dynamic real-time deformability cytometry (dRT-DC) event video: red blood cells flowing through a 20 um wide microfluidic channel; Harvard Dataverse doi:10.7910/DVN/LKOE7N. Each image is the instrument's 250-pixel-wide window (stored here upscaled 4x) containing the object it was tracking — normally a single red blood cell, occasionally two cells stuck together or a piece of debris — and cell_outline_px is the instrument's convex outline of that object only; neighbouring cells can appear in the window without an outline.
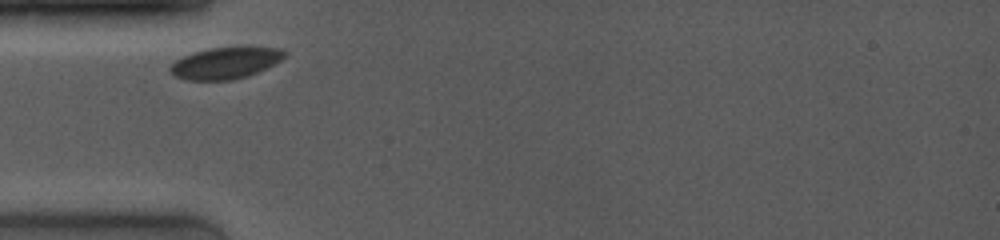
{"species": "common noctule bat (a hibernating species)", "species_latin": "Nyctalus noctula", "temperature_condition": "room temperature", "stored_images_in_passage": 30, "camera_frame_rate_fps": 4000, "um_per_image_px": 0.085, "animal": {"sex": "female", "body_mass_g": 19.0, "forearm_length_mm": 53.3}, "frame": {"image": 1, "passage_image": 1, "time_ms": 0.0, "image_size_px": [1000, 240], "cell_outline_px": [[288, 52], [280, 60], [248, 76], [232, 80], [188, 80], [176, 76], [168, 72], [168, 68], [176, 60], [192, 52], [208, 48], [244, 44], [248, 44], [284, 48]], "centroid_in_image_um": [19.21, 5.29], "position_along_channel_um": 65.8, "area_um2": 21.85}}
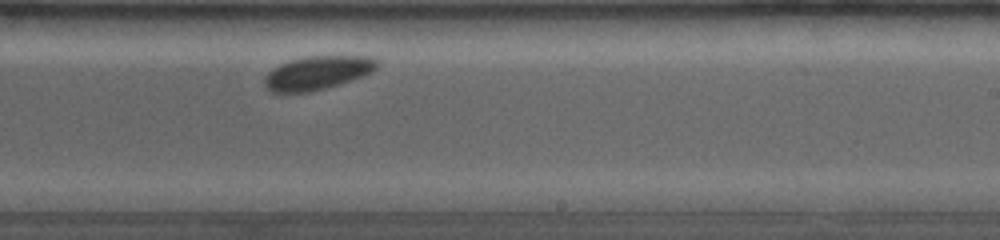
{"frame": {"image": 2, "passage_image": 18, "time_ms": 5.25, "image_size_px": [1000, 240], "cell_outline_px": [[380, 64], [372, 72], [352, 80], [324, 88], [308, 92], [272, 92], [264, 84], [264, 80], [268, 72], [272, 68], [280, 64], [292, 60], [308, 56], [368, 56], [376, 60]], "centroid_in_image_um": [26.99, 6.18], "position_along_channel_um": 262.0, "area_um2": 21.79}}
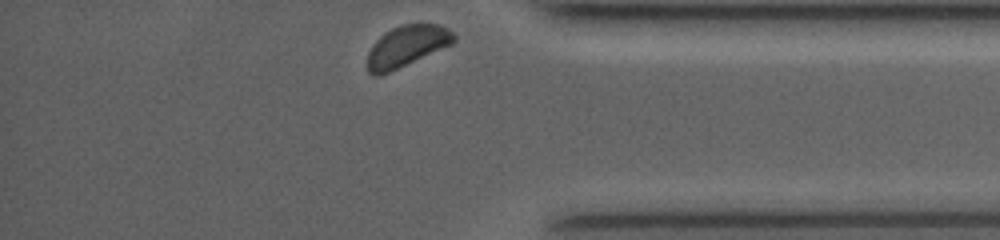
{"frame": {"image": 3, "passage_image": 30, "time_ms": 9.0, "image_size_px": [1000, 240], "cell_outline_px": [[456, 40], [452, 44], [388, 72], [376, 76], [372, 76], [368, 72], [368, 52], [372, 44], [380, 36], [392, 28], [400, 24], [440, 24], [448, 28], [456, 36]], "centroid_in_image_um": [34.57, 3.9], "position_along_channel_um": 400.6, "area_um2": 20.52}, "authors_computed_cell_mechanics": {"area_um2": 21.9929, "velocity_mm_per_s": 3.7653, "shape_relaxation_time_tau1_ms": 1.3593, "shape_relaxation_time_tau2_ms": null, "deformation_change_tau1": 0.0397, "deformation_change_tau2": null}}